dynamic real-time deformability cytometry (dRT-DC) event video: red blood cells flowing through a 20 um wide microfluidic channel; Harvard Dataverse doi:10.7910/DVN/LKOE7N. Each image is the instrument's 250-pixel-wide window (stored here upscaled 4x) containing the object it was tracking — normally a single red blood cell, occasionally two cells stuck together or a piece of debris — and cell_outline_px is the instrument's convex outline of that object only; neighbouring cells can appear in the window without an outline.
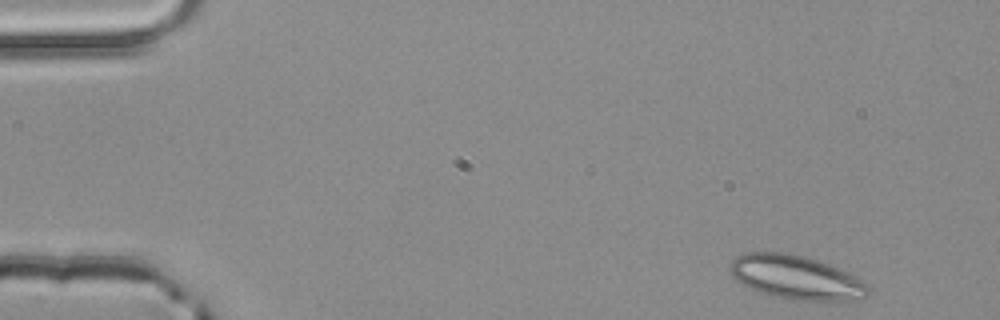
{"species": "common noctule bat (a hibernating species)", "species_latin": "Nyctalus noctula", "temperature_condition": "room temperature", "stored_images_in_passage": 3, "camera_frame_rate_fps": 3000, "um_per_image_px": 0.085, "animal": {"sex": "male", "body_mass_g": 20.4}, "frame": {"image": 1, "passage_image": 1, "time_ms": 0.0, "image_size_px": [1000, 320], "cell_outline_px": [[872, 288], [864, 296], [848, 300], [800, 300], [772, 296], [760, 292], [736, 280], [732, 276], [728, 268], [732, 260], [736, 256], [744, 252], [780, 252], [804, 256], [820, 260], [848, 272], [872, 284]], "centroid_in_image_um": [67.68, 23.55], "position_along_channel_um": 17.3, "area_um2": 35.43}}